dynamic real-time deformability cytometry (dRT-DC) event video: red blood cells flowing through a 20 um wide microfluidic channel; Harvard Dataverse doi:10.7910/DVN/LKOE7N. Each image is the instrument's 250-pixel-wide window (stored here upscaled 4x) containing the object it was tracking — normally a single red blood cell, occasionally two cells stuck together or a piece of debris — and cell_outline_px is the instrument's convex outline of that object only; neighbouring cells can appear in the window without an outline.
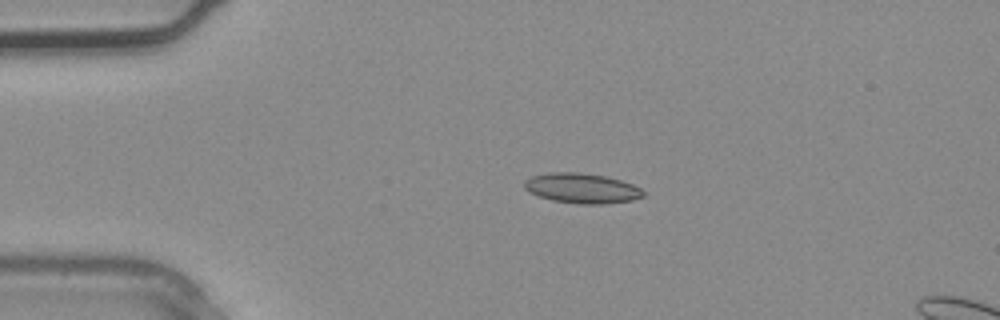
{"species": "common noctule bat (a hibernating species)", "species_latin": "Nyctalus noctula", "temperature_condition": "warm", "stored_images_in_passage": 3, "camera_frame_rate_fps": 3000, "um_per_image_px": 0.085, "animal": {"sex": "male", "body_mass_g": 20.4}, "frame": {"image": 1, "passage_image": 2, "time_ms": 0.333, "image_size_px": [1000, 320], "cell_outline_px": [[644, 196], [632, 200], [600, 204], [580, 204], [552, 200], [528, 192], [524, 188], [524, 180], [532, 176], [552, 172], [580, 172], [604, 176], [620, 180], [632, 184], [640, 188], [644, 192]], "centroid_in_image_um": [49.43, 16.0], "position_along_channel_um": 35.6, "area_um2": 20.69}}